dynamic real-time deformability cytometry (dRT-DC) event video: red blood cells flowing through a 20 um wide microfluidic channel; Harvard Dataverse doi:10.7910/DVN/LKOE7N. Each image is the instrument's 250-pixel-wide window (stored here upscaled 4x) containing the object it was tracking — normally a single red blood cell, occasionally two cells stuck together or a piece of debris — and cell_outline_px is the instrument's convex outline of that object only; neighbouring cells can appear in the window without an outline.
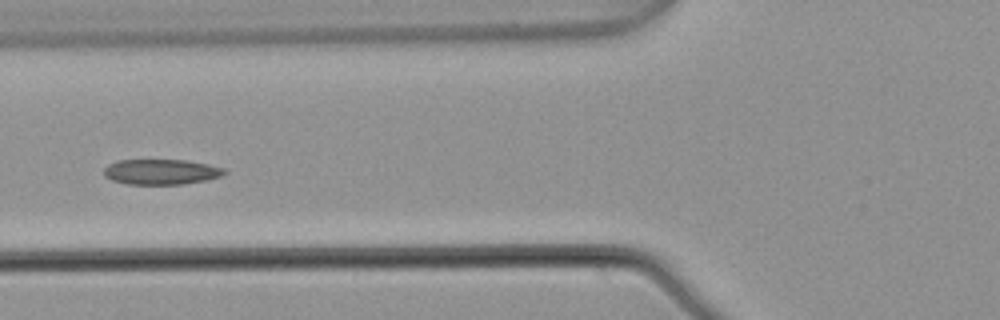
{"species": "common noctule bat (a hibernating species)", "species_latin": "Nyctalus noctula", "temperature_condition": "warm", "stored_images_in_passage": 5, "camera_frame_rate_fps": 3000, "um_per_image_px": 0.085, "animal": {"sex": "male", "body_mass_g": 21.5, "forearm_length_mm": 52.0}, "frame": {"image": 1, "passage_image": 5, "time_ms": 1.333, "image_size_px": [1000, 320], "cell_outline_px": [[228, 172], [220, 176], [208, 180], [184, 184], [128, 184], [112, 180], [104, 176], [104, 168], [108, 164], [116, 160], [188, 160], [208, 164], [224, 168]], "centroid_in_image_um": [13.71, 14.6], "position_along_channel_um": 112.1, "area_um2": 17.92}}